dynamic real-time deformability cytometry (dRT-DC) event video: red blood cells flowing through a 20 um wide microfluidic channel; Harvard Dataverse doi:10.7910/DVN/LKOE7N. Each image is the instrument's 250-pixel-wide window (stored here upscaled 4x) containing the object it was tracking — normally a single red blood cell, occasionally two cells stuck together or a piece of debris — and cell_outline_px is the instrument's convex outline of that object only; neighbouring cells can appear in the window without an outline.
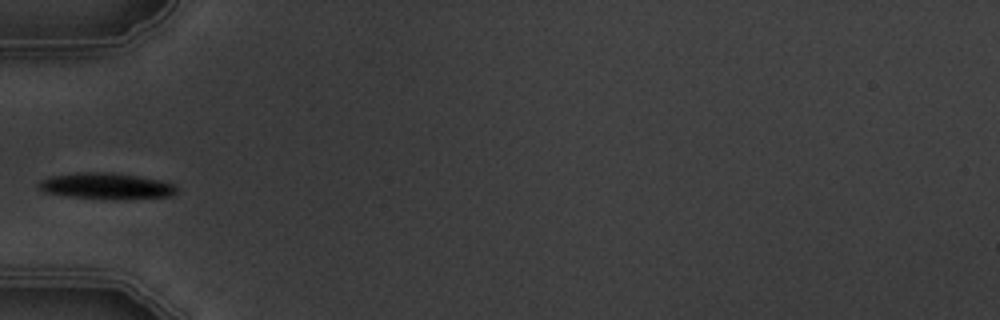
{"species": "common noctule bat (a hibernating species)", "species_latin": "Nyctalus noctula", "temperature_condition": "warm", "stored_images_in_passage": 2, "camera_frame_rate_fps": 3000, "um_per_image_px": 0.085, "animal": {"sex": "male", "body_mass_g": 19.5, "forearm_length_mm": 54.6}, "frame": {"image": 1, "passage_image": 2, "time_ms": 1.333, "image_size_px": [1000, 320], "cell_outline_px": [[176, 192], [172, 196], [120, 200], [72, 196], [44, 192], [36, 184], [40, 180], [48, 176], [80, 172], [112, 172], [160, 180], [176, 184]], "centroid_in_image_um": [9.04, 15.81], "position_along_channel_um": 76.0, "area_um2": 21.15}}